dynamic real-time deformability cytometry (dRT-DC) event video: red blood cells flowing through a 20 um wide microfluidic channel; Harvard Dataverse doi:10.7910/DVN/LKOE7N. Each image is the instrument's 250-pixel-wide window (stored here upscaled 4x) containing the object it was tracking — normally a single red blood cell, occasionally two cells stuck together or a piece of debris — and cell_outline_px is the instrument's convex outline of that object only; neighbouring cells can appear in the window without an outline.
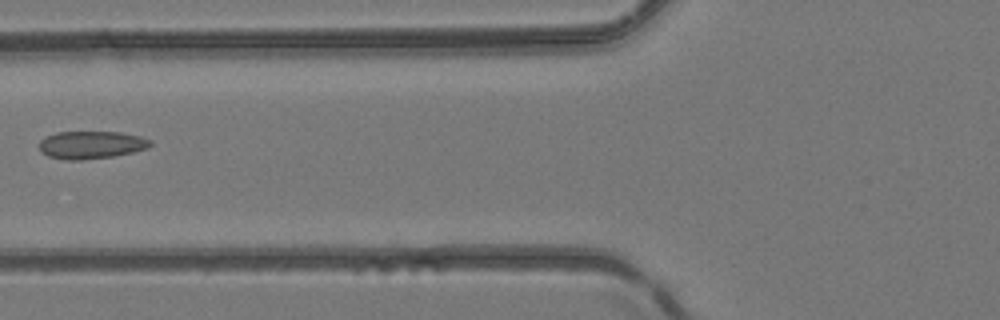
{"species": "common noctule bat (a hibernating species)", "species_latin": "Nyctalus noctula", "temperature_condition": "room temperature", "stored_images_in_passage": 7, "camera_frame_rate_fps": 3000, "um_per_image_px": 0.085, "animal": {"sex": "female", "body_mass_g": 24.6, "forearm_length_mm": 56.2}, "frame": {"image": 1, "passage_image": 6, "time_ms": 6.0, "image_size_px": [1000, 320], "cell_outline_px": [[152, 144], [148, 148], [132, 152], [112, 156], [80, 160], [68, 160], [48, 156], [40, 152], [40, 140], [56, 132], [120, 132], [140, 136], [152, 140]], "centroid_in_image_um": [7.77, 12.31], "position_along_channel_um": 118.0, "area_um2": 17.86}}
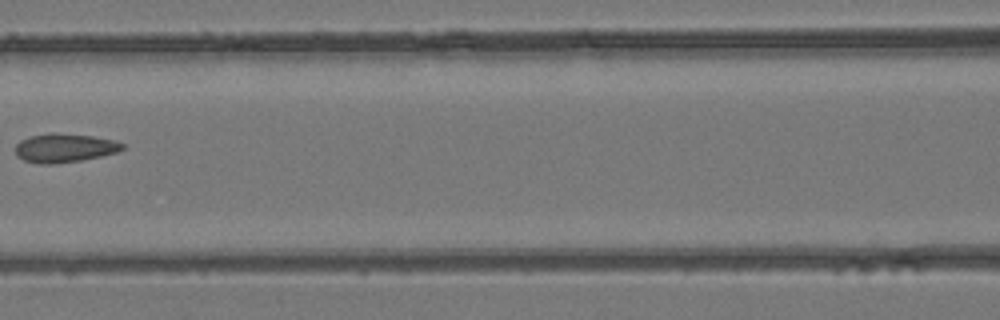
{"frame": {"image": 2, "passage_image": 7, "time_ms": 7.0, "image_size_px": [1000, 320], "cell_outline_px": [[124, 148], [116, 152], [100, 156], [80, 160], [52, 164], [40, 164], [24, 160], [16, 156], [16, 144], [20, 140], [28, 136], [52, 132], [56, 132], [92, 136], [116, 140], [124, 144]], "centroid_in_image_um": [5.46, 12.56], "position_along_channel_um": 161.1, "area_um2": 18.03}}